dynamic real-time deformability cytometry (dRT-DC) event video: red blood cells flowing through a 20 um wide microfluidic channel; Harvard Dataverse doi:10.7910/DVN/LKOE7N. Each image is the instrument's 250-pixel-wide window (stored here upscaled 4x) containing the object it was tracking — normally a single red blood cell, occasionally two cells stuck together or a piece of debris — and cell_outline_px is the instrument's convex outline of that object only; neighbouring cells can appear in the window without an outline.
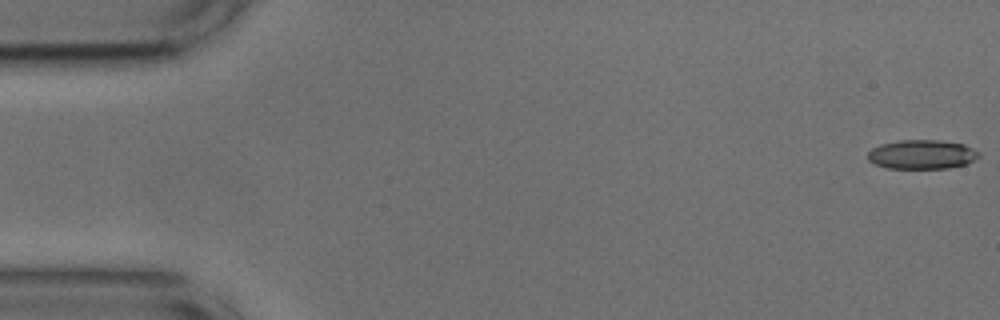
{"species": "common noctule bat (a hibernating species)", "species_latin": "Nyctalus noctula", "temperature_condition": "cold", "stored_images_in_passage": 12, "camera_frame_rate_fps": 3000, "um_per_image_px": 0.085, "animal": {"sex": "male", "body_mass_g": 17.9, "forearm_length_mm": 54.2}, "frame": {"image": 1, "passage_image": 1, "time_ms": 0.0, "image_size_px": [1000, 320], "cell_outline_px": [[980, 156], [968, 164], [948, 168], [888, 168], [876, 164], [868, 160], [868, 152], [872, 148], [880, 144], [900, 140], [940, 140], [964, 144], [980, 152]], "centroid_in_image_um": [78.39, 13.12], "position_along_channel_um": 6.6, "area_um2": 18.96}}